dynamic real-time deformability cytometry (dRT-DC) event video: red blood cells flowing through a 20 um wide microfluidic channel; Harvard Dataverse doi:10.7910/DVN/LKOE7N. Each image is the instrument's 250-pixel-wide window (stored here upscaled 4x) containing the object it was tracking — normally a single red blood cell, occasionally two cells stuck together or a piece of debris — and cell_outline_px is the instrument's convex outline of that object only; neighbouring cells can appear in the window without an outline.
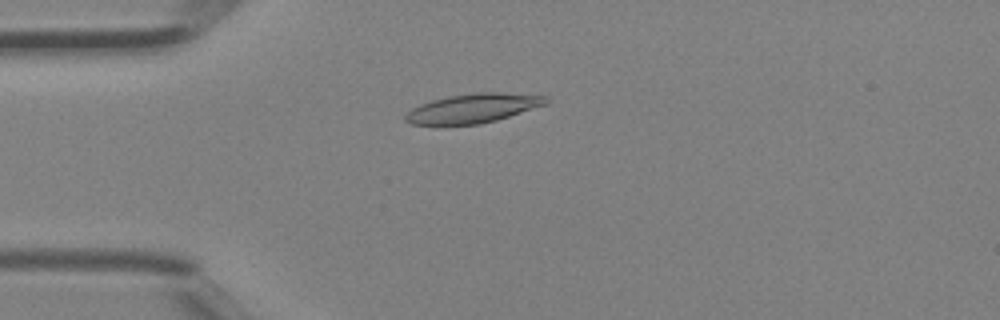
{"species": "Egyptian fruit bat (a non-hibernating species)", "species_latin": "Rousettus aegyptiacus", "temperature_condition": "room temperature", "stored_images_in_passage": 36, "camera_frame_rate_fps": 3000, "um_per_image_px": 0.085, "animal": {"sex": "female"}, "frame": {"image": 1, "passage_image": 5, "time_ms": 1.333, "image_size_px": [1000, 320], "cell_outline_px": [[552, 100], [548, 104], [496, 120], [480, 124], [412, 124], [404, 120], [404, 116], [412, 108], [420, 104], [432, 100], [448, 96], [476, 92], [500, 92], [548, 96]], "centroid_in_image_um": [40.27, 9.19], "position_along_channel_um": 44.7, "area_um2": 23.93}}
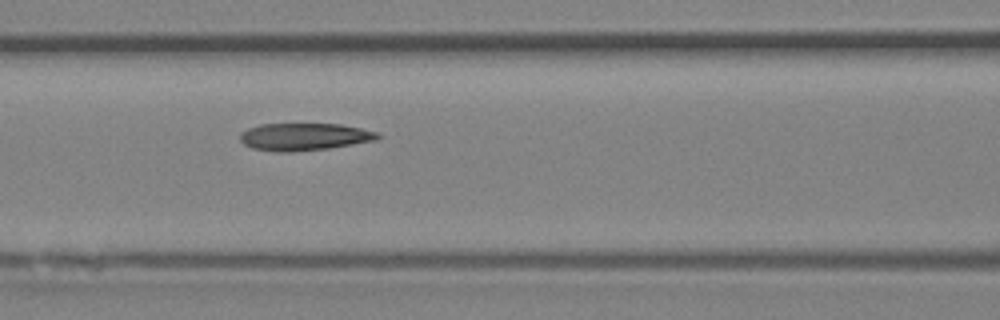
{"frame": {"image": 2, "passage_image": 12, "time_ms": 3.667, "image_size_px": [1000, 320], "cell_outline_px": [[380, 140], [328, 148], [292, 152], [276, 152], [252, 148], [244, 144], [240, 140], [240, 132], [248, 128], [260, 124], [340, 124], [360, 128], [376, 132], [380, 136]], "centroid_in_image_um": [25.85, 11.63], "position_along_channel_um": 140.8, "area_um2": 22.02}}
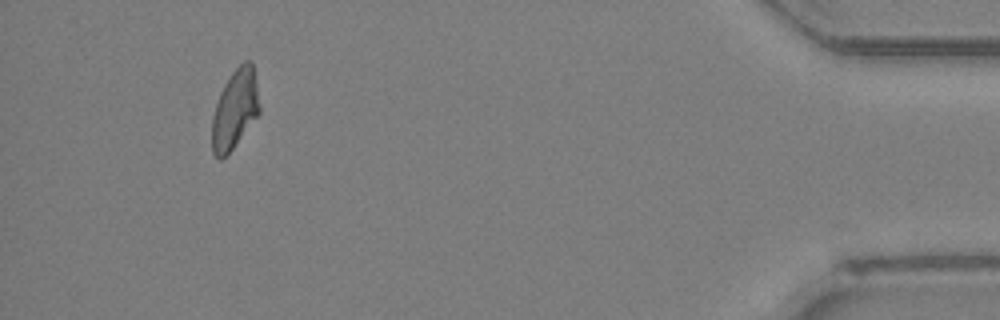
{"frame": {"image": 3, "passage_image": 33, "time_ms": 10.667, "image_size_px": [1000, 320], "cell_outline_px": [[260, 112], [232, 148], [220, 160], [212, 152], [212, 116], [220, 92], [224, 84], [232, 72], [244, 60], [252, 60], [260, 104]], "centroid_in_image_um": [19.97, 9.25], "position_along_channel_um": 415.2, "area_um2": 21.68}}